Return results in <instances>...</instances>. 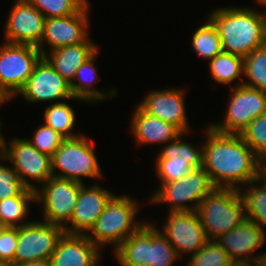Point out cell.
I'll list each match as a JSON object with an SVG mask.
<instances>
[{
  "label": "cell",
  "mask_w": 266,
  "mask_h": 266,
  "mask_svg": "<svg viewBox=\"0 0 266 266\" xmlns=\"http://www.w3.org/2000/svg\"><path fill=\"white\" fill-rule=\"evenodd\" d=\"M188 259L185 266H230L233 263L216 240H208L196 253L189 255Z\"/></svg>",
  "instance_id": "4dcf8cb0"
},
{
  "label": "cell",
  "mask_w": 266,
  "mask_h": 266,
  "mask_svg": "<svg viewBox=\"0 0 266 266\" xmlns=\"http://www.w3.org/2000/svg\"><path fill=\"white\" fill-rule=\"evenodd\" d=\"M64 233V227L39 219L18 227L14 265L50 260Z\"/></svg>",
  "instance_id": "8fae6325"
},
{
  "label": "cell",
  "mask_w": 266,
  "mask_h": 266,
  "mask_svg": "<svg viewBox=\"0 0 266 266\" xmlns=\"http://www.w3.org/2000/svg\"><path fill=\"white\" fill-rule=\"evenodd\" d=\"M130 122L129 132L137 145L141 146L149 144L163 146L182 134L171 123L145 113L138 105L134 108Z\"/></svg>",
  "instance_id": "ffe728a7"
},
{
  "label": "cell",
  "mask_w": 266,
  "mask_h": 266,
  "mask_svg": "<svg viewBox=\"0 0 266 266\" xmlns=\"http://www.w3.org/2000/svg\"><path fill=\"white\" fill-rule=\"evenodd\" d=\"M30 103H59L65 100H77L85 102L80 98L73 97L70 84L55 71L49 61L42 56L36 63L31 76L26 84L17 94ZM53 101V102H52Z\"/></svg>",
  "instance_id": "7c38bea8"
},
{
  "label": "cell",
  "mask_w": 266,
  "mask_h": 266,
  "mask_svg": "<svg viewBox=\"0 0 266 266\" xmlns=\"http://www.w3.org/2000/svg\"><path fill=\"white\" fill-rule=\"evenodd\" d=\"M96 42H81L47 52L44 57L69 84L75 78L77 69L97 50Z\"/></svg>",
  "instance_id": "7402d4cb"
},
{
  "label": "cell",
  "mask_w": 266,
  "mask_h": 266,
  "mask_svg": "<svg viewBox=\"0 0 266 266\" xmlns=\"http://www.w3.org/2000/svg\"><path fill=\"white\" fill-rule=\"evenodd\" d=\"M0 152L18 173L22 183L31 190L36 191L53 176L49 155L37 150L25 138L13 137L7 141L2 129L0 130Z\"/></svg>",
  "instance_id": "52a82bcc"
},
{
  "label": "cell",
  "mask_w": 266,
  "mask_h": 266,
  "mask_svg": "<svg viewBox=\"0 0 266 266\" xmlns=\"http://www.w3.org/2000/svg\"><path fill=\"white\" fill-rule=\"evenodd\" d=\"M189 133H182L175 140L163 145L156 154L155 159H167L171 163L188 164L193 169L203 167V142L200 146H194L186 136Z\"/></svg>",
  "instance_id": "cb8c5ba5"
},
{
  "label": "cell",
  "mask_w": 266,
  "mask_h": 266,
  "mask_svg": "<svg viewBox=\"0 0 266 266\" xmlns=\"http://www.w3.org/2000/svg\"><path fill=\"white\" fill-rule=\"evenodd\" d=\"M0 266H12V264L0 259Z\"/></svg>",
  "instance_id": "f6af8a7d"
},
{
  "label": "cell",
  "mask_w": 266,
  "mask_h": 266,
  "mask_svg": "<svg viewBox=\"0 0 266 266\" xmlns=\"http://www.w3.org/2000/svg\"><path fill=\"white\" fill-rule=\"evenodd\" d=\"M7 16L3 28L5 42L34 46L40 44L46 17L37 8L27 0H14Z\"/></svg>",
  "instance_id": "9a60e30c"
},
{
  "label": "cell",
  "mask_w": 266,
  "mask_h": 266,
  "mask_svg": "<svg viewBox=\"0 0 266 266\" xmlns=\"http://www.w3.org/2000/svg\"><path fill=\"white\" fill-rule=\"evenodd\" d=\"M214 188L208 173L197 168L178 180L162 183L147 202L151 205L167 204L169 212L197 211L200 201Z\"/></svg>",
  "instance_id": "8992f818"
},
{
  "label": "cell",
  "mask_w": 266,
  "mask_h": 266,
  "mask_svg": "<svg viewBox=\"0 0 266 266\" xmlns=\"http://www.w3.org/2000/svg\"><path fill=\"white\" fill-rule=\"evenodd\" d=\"M230 266H255L254 263H237L233 262Z\"/></svg>",
  "instance_id": "7bdbcfd3"
},
{
  "label": "cell",
  "mask_w": 266,
  "mask_h": 266,
  "mask_svg": "<svg viewBox=\"0 0 266 266\" xmlns=\"http://www.w3.org/2000/svg\"><path fill=\"white\" fill-rule=\"evenodd\" d=\"M165 218L159 230L181 258L196 253L208 241L197 211H167Z\"/></svg>",
  "instance_id": "5bb4252c"
},
{
  "label": "cell",
  "mask_w": 266,
  "mask_h": 266,
  "mask_svg": "<svg viewBox=\"0 0 266 266\" xmlns=\"http://www.w3.org/2000/svg\"><path fill=\"white\" fill-rule=\"evenodd\" d=\"M216 241L233 262L254 263L260 254L256 250L259 251L266 244V233L263 228L246 218Z\"/></svg>",
  "instance_id": "ac0fdd59"
},
{
  "label": "cell",
  "mask_w": 266,
  "mask_h": 266,
  "mask_svg": "<svg viewBox=\"0 0 266 266\" xmlns=\"http://www.w3.org/2000/svg\"><path fill=\"white\" fill-rule=\"evenodd\" d=\"M208 62L210 77L215 83L225 86L230 85L231 88L243 84L244 57L222 51ZM236 79L240 80V82L237 81L232 86V82H235Z\"/></svg>",
  "instance_id": "d4e9b609"
},
{
  "label": "cell",
  "mask_w": 266,
  "mask_h": 266,
  "mask_svg": "<svg viewBox=\"0 0 266 266\" xmlns=\"http://www.w3.org/2000/svg\"><path fill=\"white\" fill-rule=\"evenodd\" d=\"M113 195V192L108 191L97 182L90 186H86L84 183L80 188L71 220L64 226L65 233L87 234Z\"/></svg>",
  "instance_id": "e0dca14e"
},
{
  "label": "cell",
  "mask_w": 266,
  "mask_h": 266,
  "mask_svg": "<svg viewBox=\"0 0 266 266\" xmlns=\"http://www.w3.org/2000/svg\"><path fill=\"white\" fill-rule=\"evenodd\" d=\"M245 205V216L266 229V180L260 176L239 190Z\"/></svg>",
  "instance_id": "484cf974"
},
{
  "label": "cell",
  "mask_w": 266,
  "mask_h": 266,
  "mask_svg": "<svg viewBox=\"0 0 266 266\" xmlns=\"http://www.w3.org/2000/svg\"><path fill=\"white\" fill-rule=\"evenodd\" d=\"M46 18L70 16L79 12L88 0H27Z\"/></svg>",
  "instance_id": "d6a6232c"
},
{
  "label": "cell",
  "mask_w": 266,
  "mask_h": 266,
  "mask_svg": "<svg viewBox=\"0 0 266 266\" xmlns=\"http://www.w3.org/2000/svg\"><path fill=\"white\" fill-rule=\"evenodd\" d=\"M102 253L86 234L64 233L50 263L51 266H101Z\"/></svg>",
  "instance_id": "d6986e66"
},
{
  "label": "cell",
  "mask_w": 266,
  "mask_h": 266,
  "mask_svg": "<svg viewBox=\"0 0 266 266\" xmlns=\"http://www.w3.org/2000/svg\"><path fill=\"white\" fill-rule=\"evenodd\" d=\"M4 227L0 224V232H1V230L3 229Z\"/></svg>",
  "instance_id": "bcb514c9"
},
{
  "label": "cell",
  "mask_w": 266,
  "mask_h": 266,
  "mask_svg": "<svg viewBox=\"0 0 266 266\" xmlns=\"http://www.w3.org/2000/svg\"><path fill=\"white\" fill-rule=\"evenodd\" d=\"M94 144L85 133L76 138H66L51 156L53 176L81 183H85L83 177L102 179L104 175Z\"/></svg>",
  "instance_id": "5b68a950"
},
{
  "label": "cell",
  "mask_w": 266,
  "mask_h": 266,
  "mask_svg": "<svg viewBox=\"0 0 266 266\" xmlns=\"http://www.w3.org/2000/svg\"><path fill=\"white\" fill-rule=\"evenodd\" d=\"M240 136L262 162L266 161V114L252 120Z\"/></svg>",
  "instance_id": "836d02e7"
},
{
  "label": "cell",
  "mask_w": 266,
  "mask_h": 266,
  "mask_svg": "<svg viewBox=\"0 0 266 266\" xmlns=\"http://www.w3.org/2000/svg\"><path fill=\"white\" fill-rule=\"evenodd\" d=\"M5 160L6 157L0 152V201L20 196L27 189L14 168L11 165H4Z\"/></svg>",
  "instance_id": "e575fe53"
},
{
  "label": "cell",
  "mask_w": 266,
  "mask_h": 266,
  "mask_svg": "<svg viewBox=\"0 0 266 266\" xmlns=\"http://www.w3.org/2000/svg\"><path fill=\"white\" fill-rule=\"evenodd\" d=\"M90 10L91 6L88 2L79 12L73 15L46 18L44 35L37 46L42 56L61 47L81 42H94L89 36ZM45 46H49V48L46 49Z\"/></svg>",
  "instance_id": "4fadbf2b"
},
{
  "label": "cell",
  "mask_w": 266,
  "mask_h": 266,
  "mask_svg": "<svg viewBox=\"0 0 266 266\" xmlns=\"http://www.w3.org/2000/svg\"><path fill=\"white\" fill-rule=\"evenodd\" d=\"M243 71L244 85L266 92V44L244 57Z\"/></svg>",
  "instance_id": "f546056e"
},
{
  "label": "cell",
  "mask_w": 266,
  "mask_h": 266,
  "mask_svg": "<svg viewBox=\"0 0 266 266\" xmlns=\"http://www.w3.org/2000/svg\"><path fill=\"white\" fill-rule=\"evenodd\" d=\"M18 227H4L0 232V259L14 265Z\"/></svg>",
  "instance_id": "74e56055"
},
{
  "label": "cell",
  "mask_w": 266,
  "mask_h": 266,
  "mask_svg": "<svg viewBox=\"0 0 266 266\" xmlns=\"http://www.w3.org/2000/svg\"><path fill=\"white\" fill-rule=\"evenodd\" d=\"M113 252L120 266H151V222L145 221Z\"/></svg>",
  "instance_id": "603a6c76"
},
{
  "label": "cell",
  "mask_w": 266,
  "mask_h": 266,
  "mask_svg": "<svg viewBox=\"0 0 266 266\" xmlns=\"http://www.w3.org/2000/svg\"><path fill=\"white\" fill-rule=\"evenodd\" d=\"M191 42L196 56L204 60L210 61L223 51L218 31L208 17L204 24L196 28Z\"/></svg>",
  "instance_id": "f1b7e54d"
},
{
  "label": "cell",
  "mask_w": 266,
  "mask_h": 266,
  "mask_svg": "<svg viewBox=\"0 0 266 266\" xmlns=\"http://www.w3.org/2000/svg\"><path fill=\"white\" fill-rule=\"evenodd\" d=\"M260 254L257 256L254 265L255 266H266V252L265 250L259 252Z\"/></svg>",
  "instance_id": "ab89813d"
},
{
  "label": "cell",
  "mask_w": 266,
  "mask_h": 266,
  "mask_svg": "<svg viewBox=\"0 0 266 266\" xmlns=\"http://www.w3.org/2000/svg\"><path fill=\"white\" fill-rule=\"evenodd\" d=\"M203 132L202 168L215 188L240 190L261 176L262 161L240 135L219 133L208 124Z\"/></svg>",
  "instance_id": "6da1fadb"
},
{
  "label": "cell",
  "mask_w": 266,
  "mask_h": 266,
  "mask_svg": "<svg viewBox=\"0 0 266 266\" xmlns=\"http://www.w3.org/2000/svg\"><path fill=\"white\" fill-rule=\"evenodd\" d=\"M41 57L34 45L0 44V89L10 99L17 97Z\"/></svg>",
  "instance_id": "9c48e42d"
},
{
  "label": "cell",
  "mask_w": 266,
  "mask_h": 266,
  "mask_svg": "<svg viewBox=\"0 0 266 266\" xmlns=\"http://www.w3.org/2000/svg\"><path fill=\"white\" fill-rule=\"evenodd\" d=\"M128 195L116 193L107 202L103 213L86 234L102 251L105 245L115 250L125 239L136 232L145 222L136 221L140 204Z\"/></svg>",
  "instance_id": "3957f363"
},
{
  "label": "cell",
  "mask_w": 266,
  "mask_h": 266,
  "mask_svg": "<svg viewBox=\"0 0 266 266\" xmlns=\"http://www.w3.org/2000/svg\"><path fill=\"white\" fill-rule=\"evenodd\" d=\"M154 162V170L159 181V186L162 183L178 180L193 170L188 164L171 163L167 159H155Z\"/></svg>",
  "instance_id": "8d00e7d4"
},
{
  "label": "cell",
  "mask_w": 266,
  "mask_h": 266,
  "mask_svg": "<svg viewBox=\"0 0 266 266\" xmlns=\"http://www.w3.org/2000/svg\"><path fill=\"white\" fill-rule=\"evenodd\" d=\"M207 16L216 27L225 52L246 57L266 44V13L245 6L213 8Z\"/></svg>",
  "instance_id": "7a4b0ae2"
},
{
  "label": "cell",
  "mask_w": 266,
  "mask_h": 266,
  "mask_svg": "<svg viewBox=\"0 0 266 266\" xmlns=\"http://www.w3.org/2000/svg\"><path fill=\"white\" fill-rule=\"evenodd\" d=\"M11 99L0 89V108L3 104L8 103ZM2 128V120L0 119V130Z\"/></svg>",
  "instance_id": "60d3db41"
},
{
  "label": "cell",
  "mask_w": 266,
  "mask_h": 266,
  "mask_svg": "<svg viewBox=\"0 0 266 266\" xmlns=\"http://www.w3.org/2000/svg\"><path fill=\"white\" fill-rule=\"evenodd\" d=\"M185 90L171 87L152 89L144 94V98L137 105L147 114L171 123L182 133H190L191 125L186 112Z\"/></svg>",
  "instance_id": "2e32d148"
},
{
  "label": "cell",
  "mask_w": 266,
  "mask_h": 266,
  "mask_svg": "<svg viewBox=\"0 0 266 266\" xmlns=\"http://www.w3.org/2000/svg\"><path fill=\"white\" fill-rule=\"evenodd\" d=\"M230 90L224 119L208 125L219 133L240 135L252 120L266 114V92L244 84Z\"/></svg>",
  "instance_id": "ba28073f"
},
{
  "label": "cell",
  "mask_w": 266,
  "mask_h": 266,
  "mask_svg": "<svg viewBox=\"0 0 266 266\" xmlns=\"http://www.w3.org/2000/svg\"><path fill=\"white\" fill-rule=\"evenodd\" d=\"M12 266H51V263L50 260H37L23 264H15Z\"/></svg>",
  "instance_id": "f35d334b"
},
{
  "label": "cell",
  "mask_w": 266,
  "mask_h": 266,
  "mask_svg": "<svg viewBox=\"0 0 266 266\" xmlns=\"http://www.w3.org/2000/svg\"><path fill=\"white\" fill-rule=\"evenodd\" d=\"M33 138L27 140L40 152L50 157L60 147L61 143L66 139L60 133L45 125L44 123L37 127L32 134Z\"/></svg>",
  "instance_id": "d590c367"
},
{
  "label": "cell",
  "mask_w": 266,
  "mask_h": 266,
  "mask_svg": "<svg viewBox=\"0 0 266 266\" xmlns=\"http://www.w3.org/2000/svg\"><path fill=\"white\" fill-rule=\"evenodd\" d=\"M84 183L51 176L35 191V203L42 205V221L64 227L76 206L80 188Z\"/></svg>",
  "instance_id": "30bf717a"
},
{
  "label": "cell",
  "mask_w": 266,
  "mask_h": 266,
  "mask_svg": "<svg viewBox=\"0 0 266 266\" xmlns=\"http://www.w3.org/2000/svg\"><path fill=\"white\" fill-rule=\"evenodd\" d=\"M158 227L151 222V266H173L181 257Z\"/></svg>",
  "instance_id": "1f68e13d"
},
{
  "label": "cell",
  "mask_w": 266,
  "mask_h": 266,
  "mask_svg": "<svg viewBox=\"0 0 266 266\" xmlns=\"http://www.w3.org/2000/svg\"><path fill=\"white\" fill-rule=\"evenodd\" d=\"M256 1H257L258 5H261L262 8L263 7L265 8L262 10H264L263 12L266 13V0H256Z\"/></svg>",
  "instance_id": "ee69618b"
},
{
  "label": "cell",
  "mask_w": 266,
  "mask_h": 266,
  "mask_svg": "<svg viewBox=\"0 0 266 266\" xmlns=\"http://www.w3.org/2000/svg\"><path fill=\"white\" fill-rule=\"evenodd\" d=\"M261 176L266 180V161L262 162V165H261Z\"/></svg>",
  "instance_id": "b9f144b4"
},
{
  "label": "cell",
  "mask_w": 266,
  "mask_h": 266,
  "mask_svg": "<svg viewBox=\"0 0 266 266\" xmlns=\"http://www.w3.org/2000/svg\"><path fill=\"white\" fill-rule=\"evenodd\" d=\"M52 103L45 107L43 115V123L65 138H76L83 133H75L73 131L76 122L75 110L68 102Z\"/></svg>",
  "instance_id": "83f0119b"
},
{
  "label": "cell",
  "mask_w": 266,
  "mask_h": 266,
  "mask_svg": "<svg viewBox=\"0 0 266 266\" xmlns=\"http://www.w3.org/2000/svg\"><path fill=\"white\" fill-rule=\"evenodd\" d=\"M35 203V191L27 188L20 196L0 201V224L3 227H20L30 223L28 214Z\"/></svg>",
  "instance_id": "4316f807"
},
{
  "label": "cell",
  "mask_w": 266,
  "mask_h": 266,
  "mask_svg": "<svg viewBox=\"0 0 266 266\" xmlns=\"http://www.w3.org/2000/svg\"><path fill=\"white\" fill-rule=\"evenodd\" d=\"M99 49L81 66L75 73V78L70 84L73 97L80 98L85 103L96 104L98 102L106 101L107 99L116 98L117 90L111 87L107 90L95 88L93 85L97 83L98 74L97 66H95L96 58L98 57ZM103 90V91H102Z\"/></svg>",
  "instance_id": "44dd1931"
},
{
  "label": "cell",
  "mask_w": 266,
  "mask_h": 266,
  "mask_svg": "<svg viewBox=\"0 0 266 266\" xmlns=\"http://www.w3.org/2000/svg\"><path fill=\"white\" fill-rule=\"evenodd\" d=\"M208 240H218L244 219L245 205L239 190L214 188L197 209Z\"/></svg>",
  "instance_id": "277c9868"
}]
</instances>
